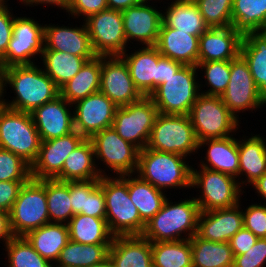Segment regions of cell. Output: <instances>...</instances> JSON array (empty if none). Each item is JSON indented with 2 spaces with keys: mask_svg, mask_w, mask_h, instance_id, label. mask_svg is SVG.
Segmentation results:
<instances>
[{
  "mask_svg": "<svg viewBox=\"0 0 266 267\" xmlns=\"http://www.w3.org/2000/svg\"><path fill=\"white\" fill-rule=\"evenodd\" d=\"M4 74L5 87L9 85L16 95L12 101L5 99L10 109L31 113L60 95V88L36 63L4 68Z\"/></svg>",
  "mask_w": 266,
  "mask_h": 267,
  "instance_id": "cell-1",
  "label": "cell"
},
{
  "mask_svg": "<svg viewBox=\"0 0 266 267\" xmlns=\"http://www.w3.org/2000/svg\"><path fill=\"white\" fill-rule=\"evenodd\" d=\"M169 199L166 198L160 211L145 223L141 236L150 242L187 240L197 234L200 210L194 197L175 204Z\"/></svg>",
  "mask_w": 266,
  "mask_h": 267,
  "instance_id": "cell-2",
  "label": "cell"
},
{
  "mask_svg": "<svg viewBox=\"0 0 266 267\" xmlns=\"http://www.w3.org/2000/svg\"><path fill=\"white\" fill-rule=\"evenodd\" d=\"M102 176L99 185L103 189L106 205V222L114 236L141 235L145 223L128 193V175Z\"/></svg>",
  "mask_w": 266,
  "mask_h": 267,
  "instance_id": "cell-3",
  "label": "cell"
},
{
  "mask_svg": "<svg viewBox=\"0 0 266 267\" xmlns=\"http://www.w3.org/2000/svg\"><path fill=\"white\" fill-rule=\"evenodd\" d=\"M186 159L188 157L146 147L139 151L136 174L160 190L191 189L192 166Z\"/></svg>",
  "mask_w": 266,
  "mask_h": 267,
  "instance_id": "cell-4",
  "label": "cell"
},
{
  "mask_svg": "<svg viewBox=\"0 0 266 267\" xmlns=\"http://www.w3.org/2000/svg\"><path fill=\"white\" fill-rule=\"evenodd\" d=\"M196 70V66L183 65L150 94L160 114H189L203 86L197 81Z\"/></svg>",
  "mask_w": 266,
  "mask_h": 267,
  "instance_id": "cell-5",
  "label": "cell"
},
{
  "mask_svg": "<svg viewBox=\"0 0 266 267\" xmlns=\"http://www.w3.org/2000/svg\"><path fill=\"white\" fill-rule=\"evenodd\" d=\"M41 140L29 112L0 108V148L20 156L30 166L36 161Z\"/></svg>",
  "mask_w": 266,
  "mask_h": 267,
  "instance_id": "cell-6",
  "label": "cell"
},
{
  "mask_svg": "<svg viewBox=\"0 0 266 267\" xmlns=\"http://www.w3.org/2000/svg\"><path fill=\"white\" fill-rule=\"evenodd\" d=\"M10 228L14 236H25L32 230L50 223L46 179L30 178L24 183L9 212Z\"/></svg>",
  "mask_w": 266,
  "mask_h": 267,
  "instance_id": "cell-7",
  "label": "cell"
},
{
  "mask_svg": "<svg viewBox=\"0 0 266 267\" xmlns=\"http://www.w3.org/2000/svg\"><path fill=\"white\" fill-rule=\"evenodd\" d=\"M198 142L232 136L241 124L225 106L221 96L200 93L189 111ZM231 133V134H230Z\"/></svg>",
  "mask_w": 266,
  "mask_h": 267,
  "instance_id": "cell-8",
  "label": "cell"
},
{
  "mask_svg": "<svg viewBox=\"0 0 266 267\" xmlns=\"http://www.w3.org/2000/svg\"><path fill=\"white\" fill-rule=\"evenodd\" d=\"M199 169L192 167L191 188L201 189V194L194 197L201 212L230 208L241 202L245 192L235 177L207 168Z\"/></svg>",
  "mask_w": 266,
  "mask_h": 267,
  "instance_id": "cell-9",
  "label": "cell"
},
{
  "mask_svg": "<svg viewBox=\"0 0 266 267\" xmlns=\"http://www.w3.org/2000/svg\"><path fill=\"white\" fill-rule=\"evenodd\" d=\"M147 148L184 157L197 152L199 142L189 116L159 113L151 130Z\"/></svg>",
  "mask_w": 266,
  "mask_h": 267,
  "instance_id": "cell-10",
  "label": "cell"
},
{
  "mask_svg": "<svg viewBox=\"0 0 266 267\" xmlns=\"http://www.w3.org/2000/svg\"><path fill=\"white\" fill-rule=\"evenodd\" d=\"M158 114L152 99L143 96L136 102L118 107L112 127L125 141L142 150L147 147Z\"/></svg>",
  "mask_w": 266,
  "mask_h": 267,
  "instance_id": "cell-11",
  "label": "cell"
},
{
  "mask_svg": "<svg viewBox=\"0 0 266 267\" xmlns=\"http://www.w3.org/2000/svg\"><path fill=\"white\" fill-rule=\"evenodd\" d=\"M95 160L109 168L116 176L135 174L138 168L139 149L125 141L113 127L106 128L90 138Z\"/></svg>",
  "mask_w": 266,
  "mask_h": 267,
  "instance_id": "cell-12",
  "label": "cell"
},
{
  "mask_svg": "<svg viewBox=\"0 0 266 267\" xmlns=\"http://www.w3.org/2000/svg\"><path fill=\"white\" fill-rule=\"evenodd\" d=\"M84 21L97 56H121L128 51L121 11L107 8Z\"/></svg>",
  "mask_w": 266,
  "mask_h": 267,
  "instance_id": "cell-13",
  "label": "cell"
},
{
  "mask_svg": "<svg viewBox=\"0 0 266 267\" xmlns=\"http://www.w3.org/2000/svg\"><path fill=\"white\" fill-rule=\"evenodd\" d=\"M44 26L30 17H16L13 36L6 54L0 59L3 68L16 65L35 64V55L41 57L44 51Z\"/></svg>",
  "mask_w": 266,
  "mask_h": 267,
  "instance_id": "cell-14",
  "label": "cell"
},
{
  "mask_svg": "<svg viewBox=\"0 0 266 267\" xmlns=\"http://www.w3.org/2000/svg\"><path fill=\"white\" fill-rule=\"evenodd\" d=\"M229 111L239 120L237 113L257 111L264 106L257 85L245 59L239 54L231 60L230 79L226 91L221 95Z\"/></svg>",
  "mask_w": 266,
  "mask_h": 267,
  "instance_id": "cell-15",
  "label": "cell"
},
{
  "mask_svg": "<svg viewBox=\"0 0 266 267\" xmlns=\"http://www.w3.org/2000/svg\"><path fill=\"white\" fill-rule=\"evenodd\" d=\"M73 106L74 130L85 139L112 127L118 108L100 91L76 101Z\"/></svg>",
  "mask_w": 266,
  "mask_h": 267,
  "instance_id": "cell-16",
  "label": "cell"
},
{
  "mask_svg": "<svg viewBox=\"0 0 266 267\" xmlns=\"http://www.w3.org/2000/svg\"><path fill=\"white\" fill-rule=\"evenodd\" d=\"M99 91L118 107L129 105L143 97L135 87L121 56H102Z\"/></svg>",
  "mask_w": 266,
  "mask_h": 267,
  "instance_id": "cell-17",
  "label": "cell"
},
{
  "mask_svg": "<svg viewBox=\"0 0 266 267\" xmlns=\"http://www.w3.org/2000/svg\"><path fill=\"white\" fill-rule=\"evenodd\" d=\"M85 138L76 130L59 138L41 141L39 154L31 165V178L54 179L63 168L64 161Z\"/></svg>",
  "mask_w": 266,
  "mask_h": 267,
  "instance_id": "cell-18",
  "label": "cell"
},
{
  "mask_svg": "<svg viewBox=\"0 0 266 267\" xmlns=\"http://www.w3.org/2000/svg\"><path fill=\"white\" fill-rule=\"evenodd\" d=\"M72 107L73 104L59 95L30 113L41 141L59 138L74 131Z\"/></svg>",
  "mask_w": 266,
  "mask_h": 267,
  "instance_id": "cell-19",
  "label": "cell"
},
{
  "mask_svg": "<svg viewBox=\"0 0 266 267\" xmlns=\"http://www.w3.org/2000/svg\"><path fill=\"white\" fill-rule=\"evenodd\" d=\"M162 11L150 3H140L121 11L126 41H137L145 46H155L162 23Z\"/></svg>",
  "mask_w": 266,
  "mask_h": 267,
  "instance_id": "cell-20",
  "label": "cell"
},
{
  "mask_svg": "<svg viewBox=\"0 0 266 267\" xmlns=\"http://www.w3.org/2000/svg\"><path fill=\"white\" fill-rule=\"evenodd\" d=\"M241 206L239 203L230 208L200 211L197 235L208 241L229 242L231 237L243 227Z\"/></svg>",
  "mask_w": 266,
  "mask_h": 267,
  "instance_id": "cell-21",
  "label": "cell"
},
{
  "mask_svg": "<svg viewBox=\"0 0 266 267\" xmlns=\"http://www.w3.org/2000/svg\"><path fill=\"white\" fill-rule=\"evenodd\" d=\"M80 26L74 28L44 24V51L65 52L88 61L94 59L97 55L92 48L85 22Z\"/></svg>",
  "mask_w": 266,
  "mask_h": 267,
  "instance_id": "cell-22",
  "label": "cell"
},
{
  "mask_svg": "<svg viewBox=\"0 0 266 267\" xmlns=\"http://www.w3.org/2000/svg\"><path fill=\"white\" fill-rule=\"evenodd\" d=\"M243 34L233 26L208 28L199 37L198 62L231 61L240 54Z\"/></svg>",
  "mask_w": 266,
  "mask_h": 267,
  "instance_id": "cell-23",
  "label": "cell"
},
{
  "mask_svg": "<svg viewBox=\"0 0 266 267\" xmlns=\"http://www.w3.org/2000/svg\"><path fill=\"white\" fill-rule=\"evenodd\" d=\"M136 50L129 54L125 51L121 57L127 64L135 87L143 96H150L159 86L158 49L155 46H143Z\"/></svg>",
  "mask_w": 266,
  "mask_h": 267,
  "instance_id": "cell-24",
  "label": "cell"
},
{
  "mask_svg": "<svg viewBox=\"0 0 266 267\" xmlns=\"http://www.w3.org/2000/svg\"><path fill=\"white\" fill-rule=\"evenodd\" d=\"M155 47L163 57L183 65L196 66L198 64L199 37L167 27L163 22Z\"/></svg>",
  "mask_w": 266,
  "mask_h": 267,
  "instance_id": "cell-25",
  "label": "cell"
},
{
  "mask_svg": "<svg viewBox=\"0 0 266 267\" xmlns=\"http://www.w3.org/2000/svg\"><path fill=\"white\" fill-rule=\"evenodd\" d=\"M202 146L208 148H206V157L200 160V167L231 175L239 182L238 139L233 135L225 138L205 139L199 141V149Z\"/></svg>",
  "mask_w": 266,
  "mask_h": 267,
  "instance_id": "cell-26",
  "label": "cell"
},
{
  "mask_svg": "<svg viewBox=\"0 0 266 267\" xmlns=\"http://www.w3.org/2000/svg\"><path fill=\"white\" fill-rule=\"evenodd\" d=\"M109 258L115 267H153L151 242L141 235L114 236Z\"/></svg>",
  "mask_w": 266,
  "mask_h": 267,
  "instance_id": "cell-27",
  "label": "cell"
},
{
  "mask_svg": "<svg viewBox=\"0 0 266 267\" xmlns=\"http://www.w3.org/2000/svg\"><path fill=\"white\" fill-rule=\"evenodd\" d=\"M96 163L90 139H84L64 161L62 171L54 178L60 181H89L107 176ZM99 167V168H98Z\"/></svg>",
  "mask_w": 266,
  "mask_h": 267,
  "instance_id": "cell-28",
  "label": "cell"
},
{
  "mask_svg": "<svg viewBox=\"0 0 266 267\" xmlns=\"http://www.w3.org/2000/svg\"><path fill=\"white\" fill-rule=\"evenodd\" d=\"M253 135L238 140L239 184L243 189V185L251 186L266 173V140L260 134ZM244 175L246 179L241 181Z\"/></svg>",
  "mask_w": 266,
  "mask_h": 267,
  "instance_id": "cell-29",
  "label": "cell"
},
{
  "mask_svg": "<svg viewBox=\"0 0 266 267\" xmlns=\"http://www.w3.org/2000/svg\"><path fill=\"white\" fill-rule=\"evenodd\" d=\"M240 55L245 59L266 105V31H249L243 35Z\"/></svg>",
  "mask_w": 266,
  "mask_h": 267,
  "instance_id": "cell-30",
  "label": "cell"
},
{
  "mask_svg": "<svg viewBox=\"0 0 266 267\" xmlns=\"http://www.w3.org/2000/svg\"><path fill=\"white\" fill-rule=\"evenodd\" d=\"M24 237L43 258L54 265L69 241V228L67 224L50 222Z\"/></svg>",
  "mask_w": 266,
  "mask_h": 267,
  "instance_id": "cell-31",
  "label": "cell"
},
{
  "mask_svg": "<svg viewBox=\"0 0 266 267\" xmlns=\"http://www.w3.org/2000/svg\"><path fill=\"white\" fill-rule=\"evenodd\" d=\"M162 22L167 27L198 37L209 28L193 0H172L162 12Z\"/></svg>",
  "mask_w": 266,
  "mask_h": 267,
  "instance_id": "cell-32",
  "label": "cell"
},
{
  "mask_svg": "<svg viewBox=\"0 0 266 267\" xmlns=\"http://www.w3.org/2000/svg\"><path fill=\"white\" fill-rule=\"evenodd\" d=\"M102 56L87 61L81 70L60 87V96L69 103L86 98L99 92L101 79Z\"/></svg>",
  "mask_w": 266,
  "mask_h": 267,
  "instance_id": "cell-33",
  "label": "cell"
},
{
  "mask_svg": "<svg viewBox=\"0 0 266 267\" xmlns=\"http://www.w3.org/2000/svg\"><path fill=\"white\" fill-rule=\"evenodd\" d=\"M128 175V193L133 204L138 209L141 220L147 223L160 211L166 200L165 191L155 188L149 182L142 180L137 174Z\"/></svg>",
  "mask_w": 266,
  "mask_h": 267,
  "instance_id": "cell-34",
  "label": "cell"
},
{
  "mask_svg": "<svg viewBox=\"0 0 266 267\" xmlns=\"http://www.w3.org/2000/svg\"><path fill=\"white\" fill-rule=\"evenodd\" d=\"M67 225L69 240L81 244H111L114 237L105 218L75 214Z\"/></svg>",
  "mask_w": 266,
  "mask_h": 267,
  "instance_id": "cell-35",
  "label": "cell"
},
{
  "mask_svg": "<svg viewBox=\"0 0 266 267\" xmlns=\"http://www.w3.org/2000/svg\"><path fill=\"white\" fill-rule=\"evenodd\" d=\"M111 244H81L69 240L53 267H90L109 257Z\"/></svg>",
  "mask_w": 266,
  "mask_h": 267,
  "instance_id": "cell-36",
  "label": "cell"
},
{
  "mask_svg": "<svg viewBox=\"0 0 266 267\" xmlns=\"http://www.w3.org/2000/svg\"><path fill=\"white\" fill-rule=\"evenodd\" d=\"M193 267H233L229 242H213L195 234L191 239Z\"/></svg>",
  "mask_w": 266,
  "mask_h": 267,
  "instance_id": "cell-37",
  "label": "cell"
},
{
  "mask_svg": "<svg viewBox=\"0 0 266 267\" xmlns=\"http://www.w3.org/2000/svg\"><path fill=\"white\" fill-rule=\"evenodd\" d=\"M43 70L60 88L71 80L88 61L84 57L59 51H43Z\"/></svg>",
  "mask_w": 266,
  "mask_h": 267,
  "instance_id": "cell-38",
  "label": "cell"
},
{
  "mask_svg": "<svg viewBox=\"0 0 266 267\" xmlns=\"http://www.w3.org/2000/svg\"><path fill=\"white\" fill-rule=\"evenodd\" d=\"M232 26L243 35L266 31V0H233Z\"/></svg>",
  "mask_w": 266,
  "mask_h": 267,
  "instance_id": "cell-39",
  "label": "cell"
},
{
  "mask_svg": "<svg viewBox=\"0 0 266 267\" xmlns=\"http://www.w3.org/2000/svg\"><path fill=\"white\" fill-rule=\"evenodd\" d=\"M153 267H193L190 239L151 242Z\"/></svg>",
  "mask_w": 266,
  "mask_h": 267,
  "instance_id": "cell-40",
  "label": "cell"
},
{
  "mask_svg": "<svg viewBox=\"0 0 266 267\" xmlns=\"http://www.w3.org/2000/svg\"><path fill=\"white\" fill-rule=\"evenodd\" d=\"M46 199L50 222L68 224L74 216L69 181L46 179Z\"/></svg>",
  "mask_w": 266,
  "mask_h": 267,
  "instance_id": "cell-41",
  "label": "cell"
},
{
  "mask_svg": "<svg viewBox=\"0 0 266 267\" xmlns=\"http://www.w3.org/2000/svg\"><path fill=\"white\" fill-rule=\"evenodd\" d=\"M7 249V250H6ZM8 267H53L24 236H14L6 245Z\"/></svg>",
  "mask_w": 266,
  "mask_h": 267,
  "instance_id": "cell-42",
  "label": "cell"
},
{
  "mask_svg": "<svg viewBox=\"0 0 266 267\" xmlns=\"http://www.w3.org/2000/svg\"><path fill=\"white\" fill-rule=\"evenodd\" d=\"M196 67L198 72L200 68L201 71L205 70V85L210 87L206 91H200L202 94L221 96L226 91L230 79L231 61L198 62Z\"/></svg>",
  "mask_w": 266,
  "mask_h": 267,
  "instance_id": "cell-43",
  "label": "cell"
},
{
  "mask_svg": "<svg viewBox=\"0 0 266 267\" xmlns=\"http://www.w3.org/2000/svg\"><path fill=\"white\" fill-rule=\"evenodd\" d=\"M209 28L232 26L233 0H193Z\"/></svg>",
  "mask_w": 266,
  "mask_h": 267,
  "instance_id": "cell-44",
  "label": "cell"
},
{
  "mask_svg": "<svg viewBox=\"0 0 266 267\" xmlns=\"http://www.w3.org/2000/svg\"><path fill=\"white\" fill-rule=\"evenodd\" d=\"M31 166L20 156L0 148V181H28Z\"/></svg>",
  "mask_w": 266,
  "mask_h": 267,
  "instance_id": "cell-45",
  "label": "cell"
},
{
  "mask_svg": "<svg viewBox=\"0 0 266 267\" xmlns=\"http://www.w3.org/2000/svg\"><path fill=\"white\" fill-rule=\"evenodd\" d=\"M243 227L258 238H266V203L251 204L243 210Z\"/></svg>",
  "mask_w": 266,
  "mask_h": 267,
  "instance_id": "cell-46",
  "label": "cell"
},
{
  "mask_svg": "<svg viewBox=\"0 0 266 267\" xmlns=\"http://www.w3.org/2000/svg\"><path fill=\"white\" fill-rule=\"evenodd\" d=\"M266 266V238H258L252 248L246 253L235 255L233 267H265Z\"/></svg>",
  "mask_w": 266,
  "mask_h": 267,
  "instance_id": "cell-47",
  "label": "cell"
},
{
  "mask_svg": "<svg viewBox=\"0 0 266 267\" xmlns=\"http://www.w3.org/2000/svg\"><path fill=\"white\" fill-rule=\"evenodd\" d=\"M99 185V179L89 181H69L70 199L73 214H81L84 209L85 195H89Z\"/></svg>",
  "mask_w": 266,
  "mask_h": 267,
  "instance_id": "cell-48",
  "label": "cell"
},
{
  "mask_svg": "<svg viewBox=\"0 0 266 267\" xmlns=\"http://www.w3.org/2000/svg\"><path fill=\"white\" fill-rule=\"evenodd\" d=\"M107 8L106 0H71L67 12L69 15L71 14V17L83 16L82 18L85 20Z\"/></svg>",
  "mask_w": 266,
  "mask_h": 267,
  "instance_id": "cell-49",
  "label": "cell"
},
{
  "mask_svg": "<svg viewBox=\"0 0 266 267\" xmlns=\"http://www.w3.org/2000/svg\"><path fill=\"white\" fill-rule=\"evenodd\" d=\"M8 6L10 5L7 3L0 4V59L6 54L9 42L13 36L15 15L13 16Z\"/></svg>",
  "mask_w": 266,
  "mask_h": 267,
  "instance_id": "cell-50",
  "label": "cell"
},
{
  "mask_svg": "<svg viewBox=\"0 0 266 267\" xmlns=\"http://www.w3.org/2000/svg\"><path fill=\"white\" fill-rule=\"evenodd\" d=\"M81 214L95 218H106L105 197L100 185L89 195H85L84 209H81Z\"/></svg>",
  "mask_w": 266,
  "mask_h": 267,
  "instance_id": "cell-51",
  "label": "cell"
},
{
  "mask_svg": "<svg viewBox=\"0 0 266 267\" xmlns=\"http://www.w3.org/2000/svg\"><path fill=\"white\" fill-rule=\"evenodd\" d=\"M27 181H0V210L10 212L21 186Z\"/></svg>",
  "mask_w": 266,
  "mask_h": 267,
  "instance_id": "cell-52",
  "label": "cell"
},
{
  "mask_svg": "<svg viewBox=\"0 0 266 267\" xmlns=\"http://www.w3.org/2000/svg\"><path fill=\"white\" fill-rule=\"evenodd\" d=\"M257 239L258 237L250 230L242 227L229 241L233 256L246 253L249 248H252Z\"/></svg>",
  "mask_w": 266,
  "mask_h": 267,
  "instance_id": "cell-53",
  "label": "cell"
},
{
  "mask_svg": "<svg viewBox=\"0 0 266 267\" xmlns=\"http://www.w3.org/2000/svg\"><path fill=\"white\" fill-rule=\"evenodd\" d=\"M183 66L182 63L170 58L163 57L158 51V78L159 85L165 82L171 75H174Z\"/></svg>",
  "mask_w": 266,
  "mask_h": 267,
  "instance_id": "cell-54",
  "label": "cell"
},
{
  "mask_svg": "<svg viewBox=\"0 0 266 267\" xmlns=\"http://www.w3.org/2000/svg\"><path fill=\"white\" fill-rule=\"evenodd\" d=\"M14 237L10 228L9 213L0 210V240L4 246Z\"/></svg>",
  "mask_w": 266,
  "mask_h": 267,
  "instance_id": "cell-55",
  "label": "cell"
},
{
  "mask_svg": "<svg viewBox=\"0 0 266 267\" xmlns=\"http://www.w3.org/2000/svg\"><path fill=\"white\" fill-rule=\"evenodd\" d=\"M19 1L21 2V4H24L27 7L28 6L30 7L31 5H32L31 7H34L35 5L37 6L40 4L41 5L47 4L50 6L52 5V7L54 5V7L57 6L58 8L66 10V12L71 2V0H19Z\"/></svg>",
  "mask_w": 266,
  "mask_h": 267,
  "instance_id": "cell-56",
  "label": "cell"
},
{
  "mask_svg": "<svg viewBox=\"0 0 266 267\" xmlns=\"http://www.w3.org/2000/svg\"><path fill=\"white\" fill-rule=\"evenodd\" d=\"M108 9L123 11L129 7L139 5L140 0H106Z\"/></svg>",
  "mask_w": 266,
  "mask_h": 267,
  "instance_id": "cell-57",
  "label": "cell"
},
{
  "mask_svg": "<svg viewBox=\"0 0 266 267\" xmlns=\"http://www.w3.org/2000/svg\"><path fill=\"white\" fill-rule=\"evenodd\" d=\"M252 187L256 190L255 193H257L259 197L262 196L263 200L266 201V173L253 183Z\"/></svg>",
  "mask_w": 266,
  "mask_h": 267,
  "instance_id": "cell-58",
  "label": "cell"
},
{
  "mask_svg": "<svg viewBox=\"0 0 266 267\" xmlns=\"http://www.w3.org/2000/svg\"><path fill=\"white\" fill-rule=\"evenodd\" d=\"M5 74H4V68L0 65V108L5 106ZM4 94V95H3Z\"/></svg>",
  "mask_w": 266,
  "mask_h": 267,
  "instance_id": "cell-59",
  "label": "cell"
},
{
  "mask_svg": "<svg viewBox=\"0 0 266 267\" xmlns=\"http://www.w3.org/2000/svg\"><path fill=\"white\" fill-rule=\"evenodd\" d=\"M90 267H115L114 263L111 261V259L108 257L105 261L95 264Z\"/></svg>",
  "mask_w": 266,
  "mask_h": 267,
  "instance_id": "cell-60",
  "label": "cell"
},
{
  "mask_svg": "<svg viewBox=\"0 0 266 267\" xmlns=\"http://www.w3.org/2000/svg\"><path fill=\"white\" fill-rule=\"evenodd\" d=\"M140 1H141V3H150V1H152V0H140Z\"/></svg>",
  "mask_w": 266,
  "mask_h": 267,
  "instance_id": "cell-61",
  "label": "cell"
},
{
  "mask_svg": "<svg viewBox=\"0 0 266 267\" xmlns=\"http://www.w3.org/2000/svg\"><path fill=\"white\" fill-rule=\"evenodd\" d=\"M9 0H0V4H2V3H6V2H8Z\"/></svg>",
  "mask_w": 266,
  "mask_h": 267,
  "instance_id": "cell-62",
  "label": "cell"
}]
</instances>
